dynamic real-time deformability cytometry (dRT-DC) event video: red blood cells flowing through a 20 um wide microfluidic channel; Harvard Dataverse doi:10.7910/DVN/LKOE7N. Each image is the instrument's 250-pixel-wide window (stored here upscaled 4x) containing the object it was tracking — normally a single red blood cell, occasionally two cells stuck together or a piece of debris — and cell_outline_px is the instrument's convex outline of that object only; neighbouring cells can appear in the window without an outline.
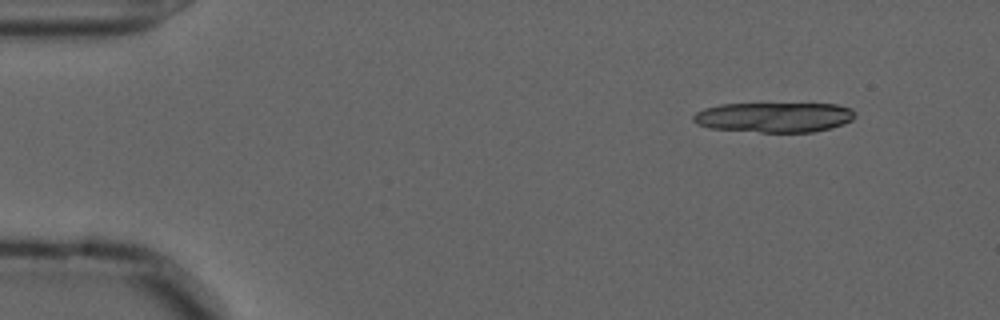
{"species": "common noctule bat (a hibernating species)", "species_latin": "Nyctalus noctula", "temperature_condition": "cold", "stored_images_in_passage": 14, "camera_frame_rate_fps": 3000, "um_per_image_px": 0.085, "animal": {"sex": "male", "forearm_length_mm": 52.5}, "frame": {"image": 1, "passage_image": 1, "time_ms": 0.0, "image_size_px": [1000, 320], "cell_outline_px": [[856, 116], [852, 120], [844, 124], [832, 128], [812, 132], [760, 132], [708, 128], [696, 124], [692, 120], [692, 116], [696, 112], [704, 108], [720, 104], [836, 104], [852, 108], [856, 112]], "centroid_in_image_um": [65.81, 9.97], "position_along_channel_um": 19.2, "area_um2": 28.55}}